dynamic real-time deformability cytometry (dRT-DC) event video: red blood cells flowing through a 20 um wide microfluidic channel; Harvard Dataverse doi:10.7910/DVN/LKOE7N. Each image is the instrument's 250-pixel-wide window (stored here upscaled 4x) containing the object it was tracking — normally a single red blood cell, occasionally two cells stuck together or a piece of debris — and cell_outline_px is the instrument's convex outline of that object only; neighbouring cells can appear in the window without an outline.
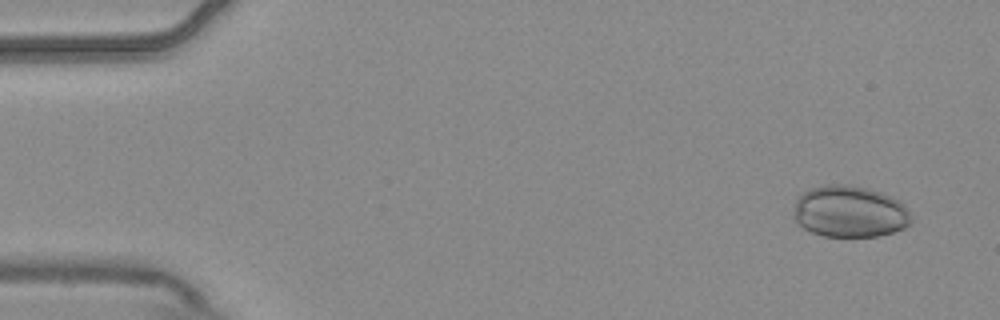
{"species": "common noctule bat (a hibernating species)", "species_latin": "Nyctalus noctula", "temperature_condition": "warm", "stored_images_in_passage": 4, "camera_frame_rate_fps": 3000, "um_per_image_px": 0.085, "animal": {"sex": "male", "body_mass_g": 20.4}, "frame": {"image": 1, "passage_image": 1, "time_ms": 0.0, "image_size_px": [1000, 320], "cell_outline_px": [[912, 220], [904, 228], [880, 236], [824, 236], [812, 232], [804, 228], [792, 216], [792, 212], [796, 200], [804, 192], [812, 188], [828, 184], [844, 184], [864, 188], [880, 192], [900, 200], [904, 204], [912, 216]], "centroid_in_image_um": [72.23, 17.99], "position_along_channel_um": 12.8, "area_um2": 35.32}}